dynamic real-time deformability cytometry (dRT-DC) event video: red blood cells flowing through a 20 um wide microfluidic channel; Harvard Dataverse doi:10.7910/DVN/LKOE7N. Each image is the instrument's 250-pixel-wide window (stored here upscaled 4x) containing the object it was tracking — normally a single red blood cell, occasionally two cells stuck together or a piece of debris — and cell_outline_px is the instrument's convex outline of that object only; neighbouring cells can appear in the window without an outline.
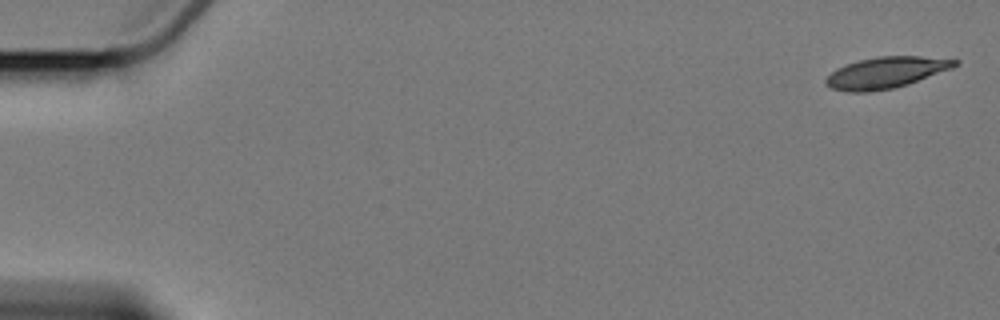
{"species": "Egyptian fruit bat (a non-hibernating species)", "species_latin": "Rousettus aegyptiacus", "temperature_condition": "cold", "stored_images_in_passage": 5, "camera_frame_rate_fps": 3000, "um_per_image_px": 0.085, "animal": {"sex": "female"}, "frame": {"image": 1, "passage_image": 1, "time_ms": 0.0, "image_size_px": [1000, 320], "cell_outline_px": [[960, 64], [952, 68], [908, 84], [892, 88], [868, 92], [848, 92], [832, 88], [824, 84], [824, 80], [836, 68], [860, 60], [876, 56], [920, 56], [960, 60]], "centroid_in_image_um": [75.31, 6.17], "position_along_channel_um": 9.7, "area_um2": 23.41}}